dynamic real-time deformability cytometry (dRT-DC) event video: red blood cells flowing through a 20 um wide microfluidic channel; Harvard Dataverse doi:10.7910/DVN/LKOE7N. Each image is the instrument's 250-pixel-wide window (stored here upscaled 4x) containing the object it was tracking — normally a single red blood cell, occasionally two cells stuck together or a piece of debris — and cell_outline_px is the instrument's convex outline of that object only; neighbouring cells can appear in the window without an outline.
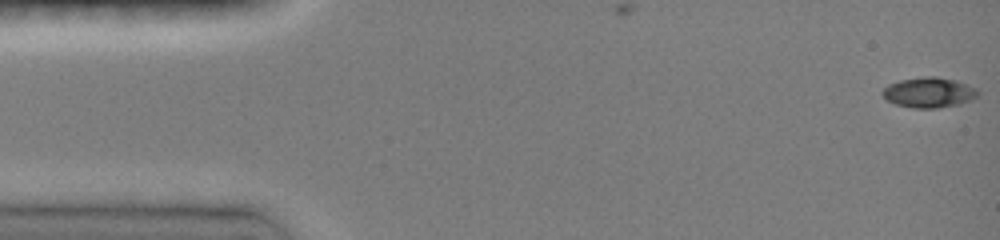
{"species": "common noctule bat (a hibernating species)", "species_latin": "Nyctalus noctula", "temperature_condition": "room temperature", "stored_images_in_passage": 7, "camera_frame_rate_fps": 3000, "um_per_image_px": 0.085, "animal": {"sex": "female", "body_mass_g": 19.0, "forearm_length_mm": 51.5}, "frame": {"image": 1, "passage_image": 1, "time_ms": 0.0, "image_size_px": [1000, 240], "cell_outline_px": [[980, 92], [976, 96], [960, 104], [936, 108], [912, 108], [896, 104], [888, 100], [880, 92], [888, 84], [900, 80], [924, 76], [936, 76], [956, 80], [976, 88]], "centroid_in_image_um": [78.94, 7.85], "position_along_channel_um": 6.1, "area_um2": 16.76}}
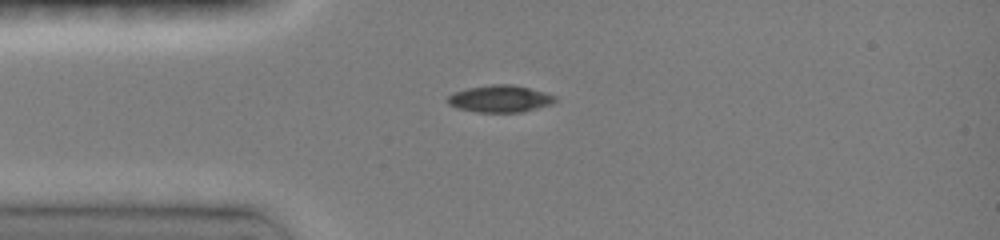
{"frame": {"image": 2, "passage_image": 5, "time_ms": 3.667, "image_size_px": [1000, 240], "cell_outline_px": [[556, 100], [552, 104], [520, 112], [476, 112], [456, 108], [448, 104], [448, 96], [452, 92], [468, 88], [492, 84], [512, 84], [544, 92], [556, 96]], "centroid_in_image_um": [42.47, 8.39], "position_along_channel_um": 42.5, "area_um2": 16.88}}